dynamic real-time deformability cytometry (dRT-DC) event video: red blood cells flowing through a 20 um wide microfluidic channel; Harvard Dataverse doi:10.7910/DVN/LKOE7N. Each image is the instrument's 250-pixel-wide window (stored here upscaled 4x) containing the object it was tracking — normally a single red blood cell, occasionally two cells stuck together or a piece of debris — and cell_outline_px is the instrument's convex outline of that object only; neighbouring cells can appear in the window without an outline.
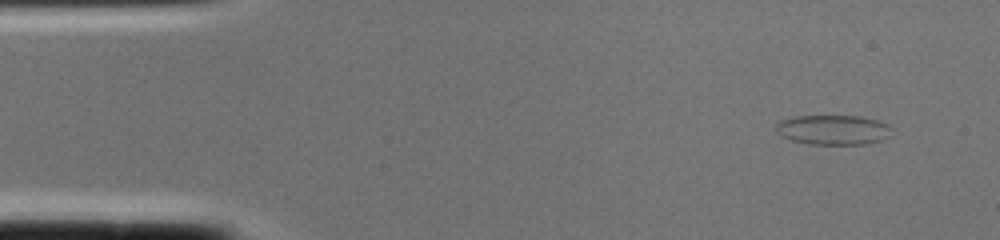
{"species": "common noctule bat (a hibernating species)", "species_latin": "Nyctalus noctula", "temperature_condition": "cold", "stored_images_in_passage": 1, "camera_frame_rate_fps": 3000, "um_per_image_px": 0.085, "animal": {"sex": "female", "body_mass_g": 22.0, "forearm_length_mm": 56.7}, "frame": {"image": 1, "passage_image": 1, "time_ms": 0.0, "image_size_px": [1000, 240], "cell_outline_px": [[892, 128], [888, 136], [880, 140], [868, 144], [808, 144], [792, 140], [776, 132], [776, 124], [780, 120], [792, 116], [860, 116], [876, 120], [888, 124]], "centroid_in_image_um": [70.81, 11.03], "position_along_channel_um": 14.2, "area_um2": 20.06}}